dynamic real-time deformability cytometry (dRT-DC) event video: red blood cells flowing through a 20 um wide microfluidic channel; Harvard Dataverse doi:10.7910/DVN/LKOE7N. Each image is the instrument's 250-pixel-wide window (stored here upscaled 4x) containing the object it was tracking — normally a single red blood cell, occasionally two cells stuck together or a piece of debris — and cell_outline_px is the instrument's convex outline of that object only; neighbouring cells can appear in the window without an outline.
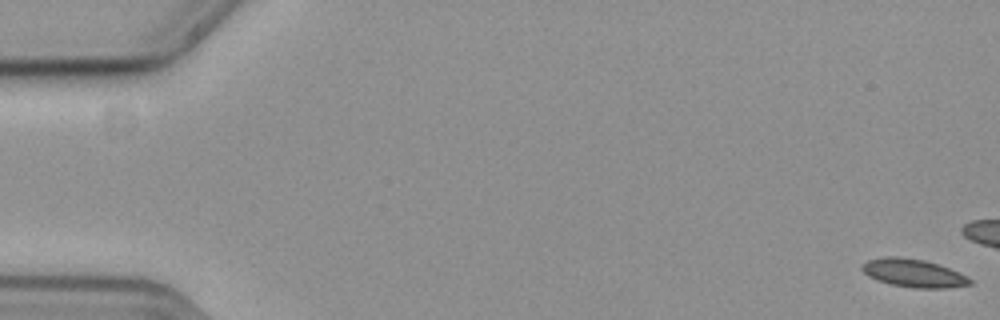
{"species": "common noctule bat (a hibernating species)", "species_latin": "Nyctalus noctula", "temperature_condition": "cold", "stored_images_in_passage": 18, "camera_frame_rate_fps": 3000, "um_per_image_px": 0.085, "animal": {"sex": "female", "body_mass_g": 19.3, "forearm_length_mm": 54.1}, "frame": {"image": 1, "passage_image": 1, "time_ms": 0.0, "image_size_px": [1000, 320], "cell_outline_px": [[972, 284], [948, 288], [912, 288], [892, 284], [876, 280], [868, 276], [860, 268], [860, 264], [868, 260], [884, 256], [900, 256], [924, 260], [960, 272], [968, 276], [972, 280]], "centroid_in_image_um": [77.63, 23.21], "position_along_channel_um": 7.4, "area_um2": 17.86}}